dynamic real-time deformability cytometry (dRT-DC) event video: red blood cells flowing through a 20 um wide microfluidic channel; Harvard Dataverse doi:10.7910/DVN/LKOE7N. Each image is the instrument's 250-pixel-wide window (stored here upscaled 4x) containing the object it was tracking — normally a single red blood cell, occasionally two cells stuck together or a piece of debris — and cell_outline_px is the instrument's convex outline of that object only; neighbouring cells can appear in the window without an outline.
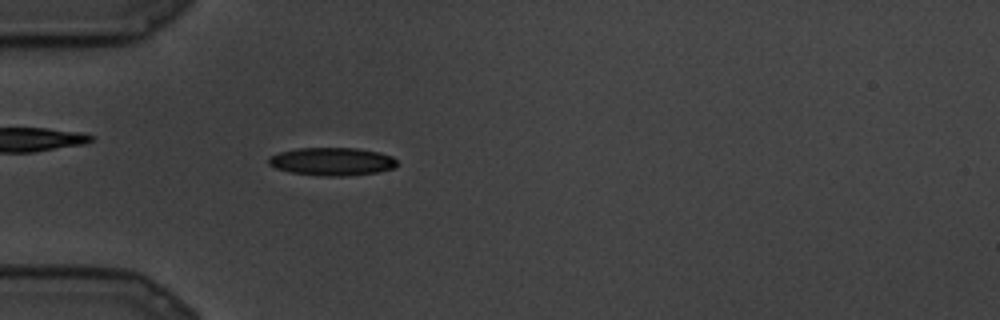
{"species": "common noctule bat (a hibernating species)", "species_latin": "Nyctalus noctula", "temperature_condition": "cold", "stored_images_in_passage": 79, "camera_frame_rate_fps": 3000, "um_per_image_px": 0.085, "animal": {"sex": "male", "body_mass_g": 19.5, "forearm_length_mm": 54.6}, "frame": {"image": 1, "passage_image": 14, "time_ms": 4.333, "image_size_px": [1000, 320], "cell_outline_px": [[396, 164], [392, 168], [376, 172], [348, 176], [320, 176], [292, 172], [276, 168], [268, 164], [268, 156], [280, 152], [296, 148], [356, 148], [380, 152], [392, 156], [396, 160]], "centroid_in_image_um": [28.19, 13.72], "position_along_channel_um": 56.8, "area_um2": 20.92}}
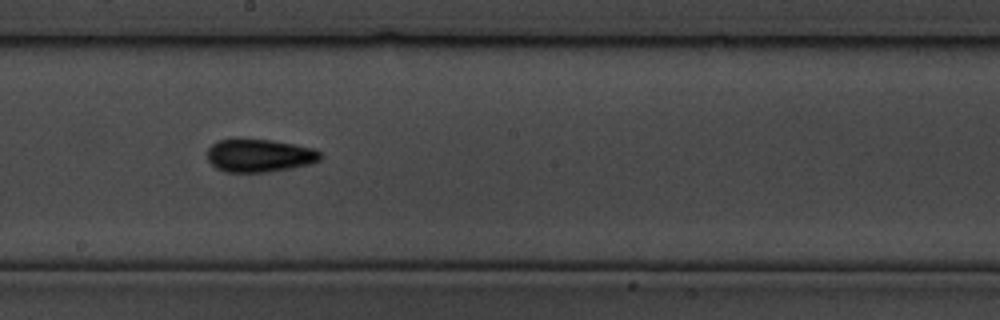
{"frame": {"image": 2, "passage_image": 38, "time_ms": 12.333, "image_size_px": [1000, 320], "cell_outline_px": [[324, 156], [320, 160], [308, 164], [292, 168], [268, 172], [224, 172], [216, 168], [208, 160], [208, 148], [212, 144], [220, 140], [272, 140], [312, 148], [320, 152]], "centroid_in_image_um": [22.06, 13.24], "position_along_channel_um": 226.1, "area_um2": 21.5}}
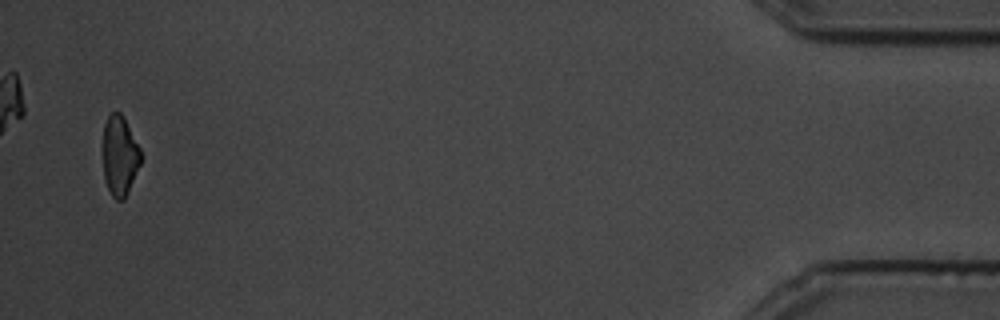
{"frame": {"image": 3, "passage_image": 76, "time_ms": 25.0, "image_size_px": [1000, 320], "cell_outline_px": [[140, 164], [128, 192], [124, 200], [116, 200], [112, 196], [108, 188], [104, 176], [100, 152], [100, 148], [104, 124], [108, 116], [112, 112], [120, 112], [124, 116], [140, 148]], "centroid_in_image_um": [10.12, 13.21], "position_along_channel_um": 425.1, "area_um2": 18.21}}